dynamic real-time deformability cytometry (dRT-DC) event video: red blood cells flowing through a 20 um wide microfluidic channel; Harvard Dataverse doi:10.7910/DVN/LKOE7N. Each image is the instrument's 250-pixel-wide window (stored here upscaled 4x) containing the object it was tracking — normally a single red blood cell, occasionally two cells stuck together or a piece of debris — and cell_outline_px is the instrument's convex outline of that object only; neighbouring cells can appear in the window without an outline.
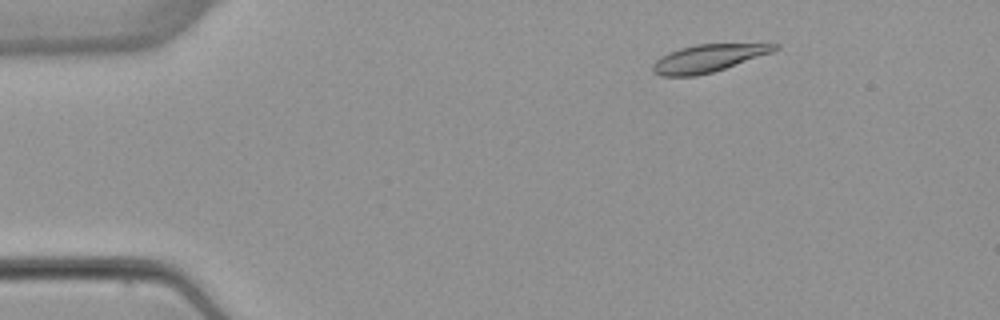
{"species": "common noctule bat (a hibernating species)", "species_latin": "Nyctalus noctula", "temperature_condition": "warm", "stored_images_in_passage": 4, "camera_frame_rate_fps": 3000, "um_per_image_px": 0.085, "animal": {"sex": "female", "body_mass_g": 22.7, "forearm_length_mm": 54.2}, "frame": {"image": 1, "passage_image": 2, "time_ms": 1.333, "image_size_px": [1000, 320], "cell_outline_px": [[780, 48], [772, 52], [712, 72], [696, 76], [660, 76], [652, 72], [652, 64], [660, 56], [668, 52], [680, 48], [696, 44], [780, 44]], "centroid_in_image_um": [60.13, 4.95], "position_along_channel_um": 24.9, "area_um2": 19.42}}
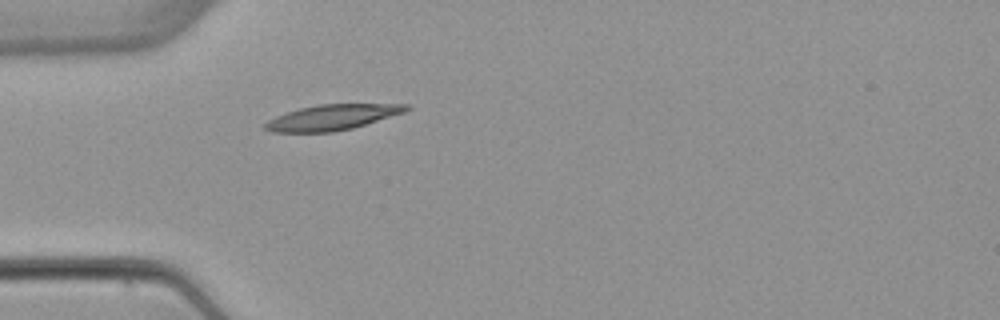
{"frame": {"image": 2, "passage_image": 4, "time_ms": 4.0, "image_size_px": [1000, 320], "cell_outline_px": [[412, 108], [404, 112], [352, 128], [332, 132], [272, 132], [264, 128], [264, 124], [268, 120], [276, 116], [300, 108], [320, 104], [408, 104]], "centroid_in_image_um": [28.23, 9.97], "position_along_channel_um": 56.8, "area_um2": 20.69}}